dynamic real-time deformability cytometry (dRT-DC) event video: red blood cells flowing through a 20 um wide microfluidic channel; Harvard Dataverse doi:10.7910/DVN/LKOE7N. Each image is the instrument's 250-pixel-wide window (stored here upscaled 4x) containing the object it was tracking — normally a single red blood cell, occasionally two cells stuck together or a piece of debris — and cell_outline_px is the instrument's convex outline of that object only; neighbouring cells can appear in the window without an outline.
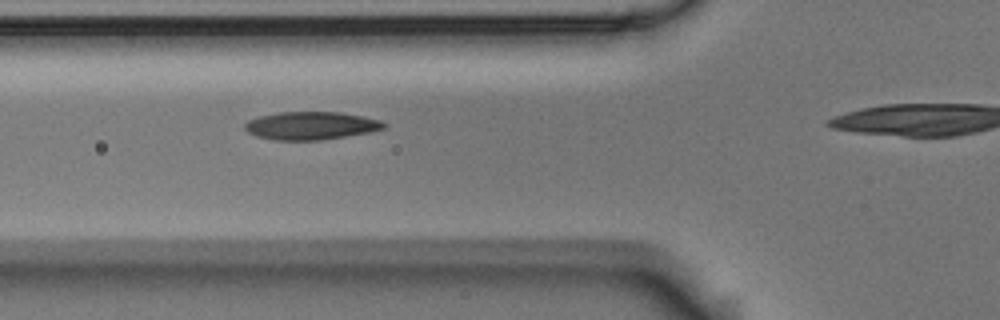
{"species": "Egyptian fruit bat (a non-hibernating species)", "species_latin": "Rousettus aegyptiacus", "temperature_condition": "room temperature", "stored_images_in_passage": 9, "camera_frame_rate_fps": 3000, "um_per_image_px": 0.085, "animal": {"sex": "male"}, "frame": {"image": 1, "passage_image": 3, "time_ms": 0.667, "image_size_px": [1000, 320], "cell_outline_px": [[388, 124], [384, 128], [368, 132], [324, 140], [276, 140], [256, 136], [248, 132], [244, 128], [244, 124], [248, 120], [260, 116], [276, 112], [340, 112], [364, 116], [380, 120]], "centroid_in_image_um": [26.43, 10.68], "position_along_channel_um": 99.4, "area_um2": 22.72}}
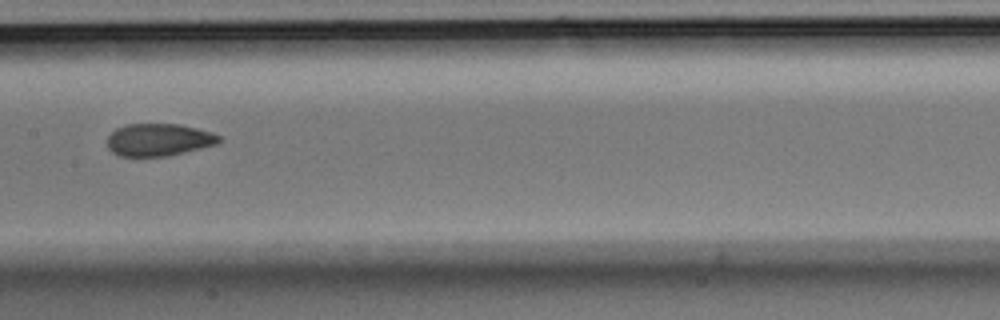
{"frame": {"image": 2, "passage_image": 7, "time_ms": 2.0, "image_size_px": [1000, 320], "cell_outline_px": [[220, 140], [216, 144], [200, 148], [164, 156], [120, 156], [112, 152], [108, 148], [108, 136], [116, 128], [128, 124], [180, 124], [212, 132], [220, 136]], "centroid_in_image_um": [13.47, 11.87], "position_along_channel_um": 193.9, "area_um2": 20.87}}
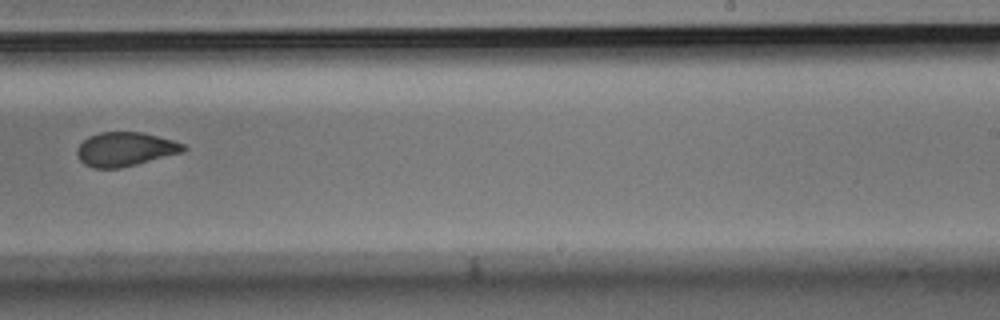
{"frame": {"image": 3, "passage_image": 9, "time_ms": 2.667, "image_size_px": [1000, 320], "cell_outline_px": [[188, 148], [184, 152], [120, 168], [92, 168], [84, 164], [80, 160], [76, 152], [76, 148], [88, 136], [100, 132], [140, 132], [172, 140], [184, 144]], "centroid_in_image_um": [10.63, 12.68], "position_along_channel_um": 278.4, "area_um2": 21.04}}